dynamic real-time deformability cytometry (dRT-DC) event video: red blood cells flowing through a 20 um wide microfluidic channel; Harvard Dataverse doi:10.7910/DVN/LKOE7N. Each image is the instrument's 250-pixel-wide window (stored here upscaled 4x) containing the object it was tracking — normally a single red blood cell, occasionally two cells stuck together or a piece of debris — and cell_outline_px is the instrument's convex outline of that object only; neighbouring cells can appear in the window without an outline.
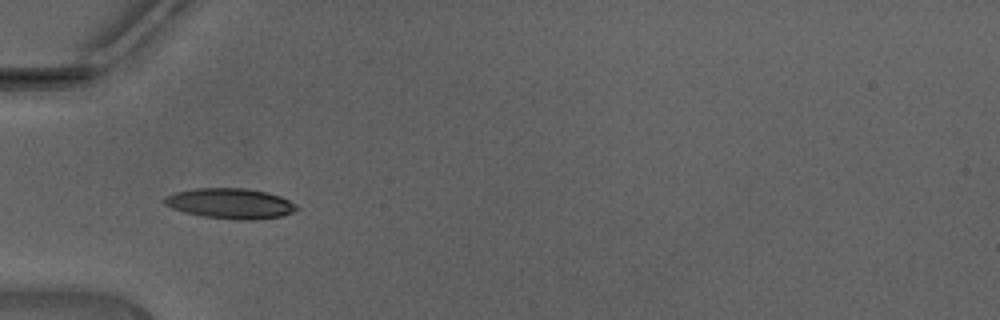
{"species": "Egyptian fruit bat (a non-hibernating species)", "species_latin": "Rousettus aegyptiacus", "temperature_condition": "warm", "stored_images_in_passage": 33, "camera_frame_rate_fps": 3000, "um_per_image_px": 0.085, "animal": {"sex": "male"}, "frame": {"image": 1, "passage_image": 3, "time_ms": 0.667, "image_size_px": [1000, 320], "cell_outline_px": [[300, 208], [292, 212], [280, 216], [252, 220], [236, 220], [204, 216], [184, 212], [172, 208], [164, 204], [160, 200], [164, 196], [176, 192], [196, 188], [244, 188], [268, 192], [280, 196], [296, 204]], "centroid_in_image_um": [19.55, 17.29], "position_along_channel_um": 65.4, "area_um2": 23.47}}
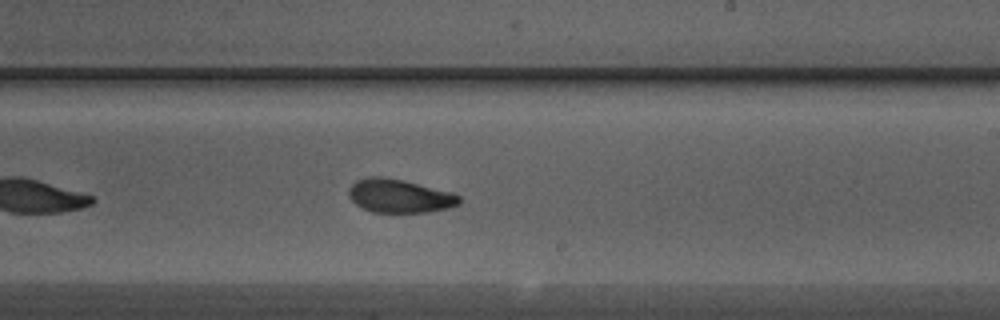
{"frame": {"image": 2, "passage_image": 16, "time_ms": 5.0, "image_size_px": [1000, 320], "cell_outline_px": [[460, 204], [448, 208], [428, 212], [372, 212], [356, 204], [352, 200], [348, 192], [352, 184], [356, 180], [368, 176], [384, 176], [404, 180], [452, 192], [460, 196]], "centroid_in_image_um": [33.97, 16.64], "position_along_channel_um": 255.0, "area_um2": 21.62}}
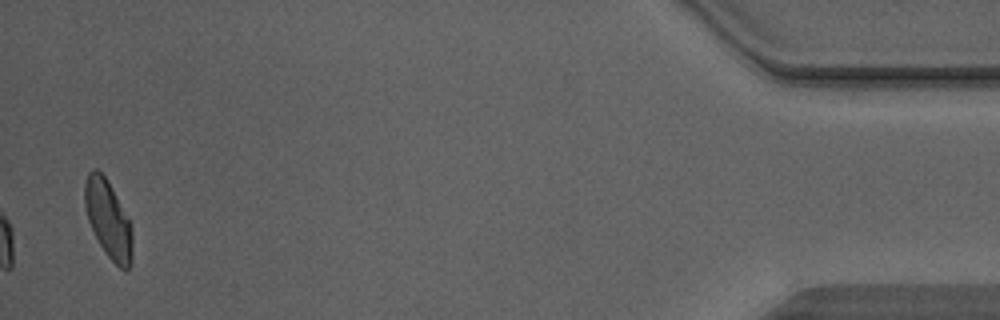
{"frame": {"image": 3, "passage_image": 33, "time_ms": 10.667, "image_size_px": [1000, 320], "cell_outline_px": [[132, 264], [128, 272], [124, 272], [108, 256], [100, 244], [88, 220], [84, 204], [84, 184], [88, 172], [92, 168], [96, 168], [108, 180], [128, 216], [132, 224]], "centroid_in_image_um": [9.22, 18.64], "position_along_channel_um": 426.0, "area_um2": 21.85}, "authors_computed_cell_mechanics": {"area_um2": 21.7906, "velocity_mm_per_s": 4.4447, "shape_relaxation_time_tau1_ms": 4.7241, "shape_relaxation_time_tau2_ms": 1.2666, "deformation_change_tau1": 0.1724, "deformation_change_tau2": 0.0603}}